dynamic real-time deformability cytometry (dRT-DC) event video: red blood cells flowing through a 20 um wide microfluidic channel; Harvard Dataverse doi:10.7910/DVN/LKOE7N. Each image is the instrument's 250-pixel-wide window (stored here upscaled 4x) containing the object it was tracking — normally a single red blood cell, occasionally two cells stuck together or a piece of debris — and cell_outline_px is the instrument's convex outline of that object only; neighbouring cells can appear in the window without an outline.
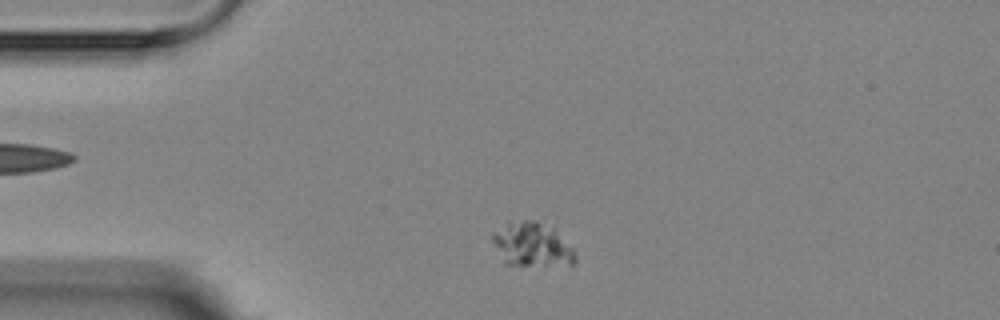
{"species": "Egyptian fruit bat (a non-hibernating species)", "species_latin": "Rousettus aegyptiacus", "temperature_condition": "room temperature", "stored_images_in_passage": 2, "camera_frame_rate_fps": 3000, "um_per_image_px": 0.085, "animal": {"sex": "female"}, "frame": {"image": 1, "passage_image": 1, "time_ms": 0.0, "image_size_px": [1000, 320], "cell_outline_px": [[576, 264], [572, 268], [504, 264], [492, 240], [492, 232], [508, 220], [532, 220], [552, 228], [572, 248], [576, 256]], "centroid_in_image_um": [45.24, 20.84], "position_along_channel_um": 39.8, "area_um2": 21.91}}